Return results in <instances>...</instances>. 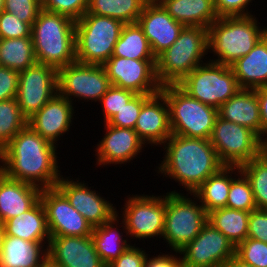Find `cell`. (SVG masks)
<instances>
[{"label":"cell","mask_w":267,"mask_h":267,"mask_svg":"<svg viewBox=\"0 0 267 267\" xmlns=\"http://www.w3.org/2000/svg\"><path fill=\"white\" fill-rule=\"evenodd\" d=\"M65 178L62 176L56 187L93 228L109 222L117 214L116 207L105 197H101L100 192L98 194L97 191L91 190L84 180L81 182L76 178L74 181L69 176Z\"/></svg>","instance_id":"e0dca14e"},{"label":"cell","mask_w":267,"mask_h":267,"mask_svg":"<svg viewBox=\"0 0 267 267\" xmlns=\"http://www.w3.org/2000/svg\"><path fill=\"white\" fill-rule=\"evenodd\" d=\"M253 0H214L218 17L250 16L248 11ZM248 8V9H247Z\"/></svg>","instance_id":"ee69618b"},{"label":"cell","mask_w":267,"mask_h":267,"mask_svg":"<svg viewBox=\"0 0 267 267\" xmlns=\"http://www.w3.org/2000/svg\"><path fill=\"white\" fill-rule=\"evenodd\" d=\"M37 63L60 69L76 62L75 21L41 10L31 27Z\"/></svg>","instance_id":"3957f363"},{"label":"cell","mask_w":267,"mask_h":267,"mask_svg":"<svg viewBox=\"0 0 267 267\" xmlns=\"http://www.w3.org/2000/svg\"><path fill=\"white\" fill-rule=\"evenodd\" d=\"M57 86L58 94L74 103L73 97L99 102L111 84L103 65L76 61L57 70Z\"/></svg>","instance_id":"7c38bea8"},{"label":"cell","mask_w":267,"mask_h":267,"mask_svg":"<svg viewBox=\"0 0 267 267\" xmlns=\"http://www.w3.org/2000/svg\"><path fill=\"white\" fill-rule=\"evenodd\" d=\"M19 72L0 66V101L16 98Z\"/></svg>","instance_id":"bcb514c9"},{"label":"cell","mask_w":267,"mask_h":267,"mask_svg":"<svg viewBox=\"0 0 267 267\" xmlns=\"http://www.w3.org/2000/svg\"><path fill=\"white\" fill-rule=\"evenodd\" d=\"M74 104L58 93L28 119V125L49 142L57 144L72 126ZM71 124V125H70Z\"/></svg>","instance_id":"44dd1931"},{"label":"cell","mask_w":267,"mask_h":267,"mask_svg":"<svg viewBox=\"0 0 267 267\" xmlns=\"http://www.w3.org/2000/svg\"><path fill=\"white\" fill-rule=\"evenodd\" d=\"M27 125L16 98L0 101V150Z\"/></svg>","instance_id":"d590c367"},{"label":"cell","mask_w":267,"mask_h":267,"mask_svg":"<svg viewBox=\"0 0 267 267\" xmlns=\"http://www.w3.org/2000/svg\"><path fill=\"white\" fill-rule=\"evenodd\" d=\"M50 236H91L93 227L69 203L66 196L57 188L41 190Z\"/></svg>","instance_id":"2e32d148"},{"label":"cell","mask_w":267,"mask_h":267,"mask_svg":"<svg viewBox=\"0 0 267 267\" xmlns=\"http://www.w3.org/2000/svg\"><path fill=\"white\" fill-rule=\"evenodd\" d=\"M253 15L220 17L208 28V51L217 56L209 61L231 66L246 56L267 33V26ZM259 24V25H258Z\"/></svg>","instance_id":"277c9868"},{"label":"cell","mask_w":267,"mask_h":267,"mask_svg":"<svg viewBox=\"0 0 267 267\" xmlns=\"http://www.w3.org/2000/svg\"><path fill=\"white\" fill-rule=\"evenodd\" d=\"M145 4V0H89L87 12L131 24L137 23Z\"/></svg>","instance_id":"836d02e7"},{"label":"cell","mask_w":267,"mask_h":267,"mask_svg":"<svg viewBox=\"0 0 267 267\" xmlns=\"http://www.w3.org/2000/svg\"><path fill=\"white\" fill-rule=\"evenodd\" d=\"M4 236H5L4 225H3V223L0 222V257H1V253H2Z\"/></svg>","instance_id":"816d5d0a"},{"label":"cell","mask_w":267,"mask_h":267,"mask_svg":"<svg viewBox=\"0 0 267 267\" xmlns=\"http://www.w3.org/2000/svg\"><path fill=\"white\" fill-rule=\"evenodd\" d=\"M118 214L119 211L109 222L94 227L91 235L97 253L106 267L131 245L128 239L123 238V233L119 232L117 223L121 219Z\"/></svg>","instance_id":"f546056e"},{"label":"cell","mask_w":267,"mask_h":267,"mask_svg":"<svg viewBox=\"0 0 267 267\" xmlns=\"http://www.w3.org/2000/svg\"><path fill=\"white\" fill-rule=\"evenodd\" d=\"M224 267H254L251 264L245 263L234 255Z\"/></svg>","instance_id":"f907efd6"},{"label":"cell","mask_w":267,"mask_h":267,"mask_svg":"<svg viewBox=\"0 0 267 267\" xmlns=\"http://www.w3.org/2000/svg\"><path fill=\"white\" fill-rule=\"evenodd\" d=\"M235 255L254 267H267V243L253 238H246L238 244Z\"/></svg>","instance_id":"f35d334b"},{"label":"cell","mask_w":267,"mask_h":267,"mask_svg":"<svg viewBox=\"0 0 267 267\" xmlns=\"http://www.w3.org/2000/svg\"><path fill=\"white\" fill-rule=\"evenodd\" d=\"M254 90L257 93L260 106L261 141L265 142L267 141V86L259 87Z\"/></svg>","instance_id":"681fc988"},{"label":"cell","mask_w":267,"mask_h":267,"mask_svg":"<svg viewBox=\"0 0 267 267\" xmlns=\"http://www.w3.org/2000/svg\"><path fill=\"white\" fill-rule=\"evenodd\" d=\"M4 11L14 14L31 27L42 10V0H5Z\"/></svg>","instance_id":"b9f144b4"},{"label":"cell","mask_w":267,"mask_h":267,"mask_svg":"<svg viewBox=\"0 0 267 267\" xmlns=\"http://www.w3.org/2000/svg\"><path fill=\"white\" fill-rule=\"evenodd\" d=\"M145 250L135 247V244L130 245L115 261L107 267H144V262L147 257Z\"/></svg>","instance_id":"7dc6e473"},{"label":"cell","mask_w":267,"mask_h":267,"mask_svg":"<svg viewBox=\"0 0 267 267\" xmlns=\"http://www.w3.org/2000/svg\"><path fill=\"white\" fill-rule=\"evenodd\" d=\"M146 2H155V1H158V0H145Z\"/></svg>","instance_id":"9f6ffc18"},{"label":"cell","mask_w":267,"mask_h":267,"mask_svg":"<svg viewBox=\"0 0 267 267\" xmlns=\"http://www.w3.org/2000/svg\"><path fill=\"white\" fill-rule=\"evenodd\" d=\"M5 235L18 237L30 242H44L49 244L46 213L39 200L30 210L10 218L3 223Z\"/></svg>","instance_id":"484cf974"},{"label":"cell","mask_w":267,"mask_h":267,"mask_svg":"<svg viewBox=\"0 0 267 267\" xmlns=\"http://www.w3.org/2000/svg\"><path fill=\"white\" fill-rule=\"evenodd\" d=\"M218 115L227 121L251 129L261 140L260 106L254 89H239L221 105Z\"/></svg>","instance_id":"cb8c5ba5"},{"label":"cell","mask_w":267,"mask_h":267,"mask_svg":"<svg viewBox=\"0 0 267 267\" xmlns=\"http://www.w3.org/2000/svg\"><path fill=\"white\" fill-rule=\"evenodd\" d=\"M89 0H42V9L78 21L88 10Z\"/></svg>","instance_id":"60d3db41"},{"label":"cell","mask_w":267,"mask_h":267,"mask_svg":"<svg viewBox=\"0 0 267 267\" xmlns=\"http://www.w3.org/2000/svg\"><path fill=\"white\" fill-rule=\"evenodd\" d=\"M137 23L156 58L178 39L184 28V25L175 21L158 1L146 2Z\"/></svg>","instance_id":"ffe728a7"},{"label":"cell","mask_w":267,"mask_h":267,"mask_svg":"<svg viewBox=\"0 0 267 267\" xmlns=\"http://www.w3.org/2000/svg\"><path fill=\"white\" fill-rule=\"evenodd\" d=\"M230 68L240 88L267 86V33L246 56L239 58Z\"/></svg>","instance_id":"d4e9b609"},{"label":"cell","mask_w":267,"mask_h":267,"mask_svg":"<svg viewBox=\"0 0 267 267\" xmlns=\"http://www.w3.org/2000/svg\"><path fill=\"white\" fill-rule=\"evenodd\" d=\"M235 249L227 237L207 223L178 254L182 256V267H224Z\"/></svg>","instance_id":"5bb4252c"},{"label":"cell","mask_w":267,"mask_h":267,"mask_svg":"<svg viewBox=\"0 0 267 267\" xmlns=\"http://www.w3.org/2000/svg\"><path fill=\"white\" fill-rule=\"evenodd\" d=\"M231 181L226 207L251 212L257 209L253 191L246 176L240 171ZM238 177V178H237Z\"/></svg>","instance_id":"8d00e7d4"},{"label":"cell","mask_w":267,"mask_h":267,"mask_svg":"<svg viewBox=\"0 0 267 267\" xmlns=\"http://www.w3.org/2000/svg\"><path fill=\"white\" fill-rule=\"evenodd\" d=\"M40 267H61L55 263H53L49 258H47Z\"/></svg>","instance_id":"f5cc1de1"},{"label":"cell","mask_w":267,"mask_h":267,"mask_svg":"<svg viewBox=\"0 0 267 267\" xmlns=\"http://www.w3.org/2000/svg\"><path fill=\"white\" fill-rule=\"evenodd\" d=\"M47 254L61 267H106L92 236H50Z\"/></svg>","instance_id":"d6986e66"},{"label":"cell","mask_w":267,"mask_h":267,"mask_svg":"<svg viewBox=\"0 0 267 267\" xmlns=\"http://www.w3.org/2000/svg\"><path fill=\"white\" fill-rule=\"evenodd\" d=\"M190 196L196 201L176 190L166 193L162 238L174 252L183 249L208 223V213L193 193Z\"/></svg>","instance_id":"ba28073f"},{"label":"cell","mask_w":267,"mask_h":267,"mask_svg":"<svg viewBox=\"0 0 267 267\" xmlns=\"http://www.w3.org/2000/svg\"><path fill=\"white\" fill-rule=\"evenodd\" d=\"M134 130L145 145L151 146L161 147L172 135L168 103L161 92L142 105Z\"/></svg>","instance_id":"7402d4cb"},{"label":"cell","mask_w":267,"mask_h":267,"mask_svg":"<svg viewBox=\"0 0 267 267\" xmlns=\"http://www.w3.org/2000/svg\"><path fill=\"white\" fill-rule=\"evenodd\" d=\"M58 93L57 69L36 63L19 72L16 100L29 119Z\"/></svg>","instance_id":"4fadbf2b"},{"label":"cell","mask_w":267,"mask_h":267,"mask_svg":"<svg viewBox=\"0 0 267 267\" xmlns=\"http://www.w3.org/2000/svg\"><path fill=\"white\" fill-rule=\"evenodd\" d=\"M239 168L250 183L257 209L267 210V158L261 153Z\"/></svg>","instance_id":"e575fe53"},{"label":"cell","mask_w":267,"mask_h":267,"mask_svg":"<svg viewBox=\"0 0 267 267\" xmlns=\"http://www.w3.org/2000/svg\"><path fill=\"white\" fill-rule=\"evenodd\" d=\"M250 212L219 208L208 213V223L219 230L236 247L247 238Z\"/></svg>","instance_id":"4dcf8cb0"},{"label":"cell","mask_w":267,"mask_h":267,"mask_svg":"<svg viewBox=\"0 0 267 267\" xmlns=\"http://www.w3.org/2000/svg\"><path fill=\"white\" fill-rule=\"evenodd\" d=\"M45 244L5 235L0 267H40L48 258V245Z\"/></svg>","instance_id":"83f0119b"},{"label":"cell","mask_w":267,"mask_h":267,"mask_svg":"<svg viewBox=\"0 0 267 267\" xmlns=\"http://www.w3.org/2000/svg\"><path fill=\"white\" fill-rule=\"evenodd\" d=\"M41 188L8 178L0 171V222L30 210L39 200Z\"/></svg>","instance_id":"603a6c76"},{"label":"cell","mask_w":267,"mask_h":267,"mask_svg":"<svg viewBox=\"0 0 267 267\" xmlns=\"http://www.w3.org/2000/svg\"><path fill=\"white\" fill-rule=\"evenodd\" d=\"M247 238L267 243V210L255 209L249 214Z\"/></svg>","instance_id":"f6af8a7d"},{"label":"cell","mask_w":267,"mask_h":267,"mask_svg":"<svg viewBox=\"0 0 267 267\" xmlns=\"http://www.w3.org/2000/svg\"><path fill=\"white\" fill-rule=\"evenodd\" d=\"M56 149L27 125L0 150V171L10 179L41 189L56 187L62 177Z\"/></svg>","instance_id":"6da1fadb"},{"label":"cell","mask_w":267,"mask_h":267,"mask_svg":"<svg viewBox=\"0 0 267 267\" xmlns=\"http://www.w3.org/2000/svg\"><path fill=\"white\" fill-rule=\"evenodd\" d=\"M210 142L226 166H241L262 153L263 142L254 131L219 115Z\"/></svg>","instance_id":"30bf717a"},{"label":"cell","mask_w":267,"mask_h":267,"mask_svg":"<svg viewBox=\"0 0 267 267\" xmlns=\"http://www.w3.org/2000/svg\"><path fill=\"white\" fill-rule=\"evenodd\" d=\"M166 12L184 26L206 27L219 17L214 0H158Z\"/></svg>","instance_id":"4316f807"},{"label":"cell","mask_w":267,"mask_h":267,"mask_svg":"<svg viewBox=\"0 0 267 267\" xmlns=\"http://www.w3.org/2000/svg\"><path fill=\"white\" fill-rule=\"evenodd\" d=\"M106 132L99 144L96 145V165H121L136 159L144 150L145 143L139 138L137 132L131 128H119L104 123ZM142 149V150H141Z\"/></svg>","instance_id":"ac0fdd59"},{"label":"cell","mask_w":267,"mask_h":267,"mask_svg":"<svg viewBox=\"0 0 267 267\" xmlns=\"http://www.w3.org/2000/svg\"><path fill=\"white\" fill-rule=\"evenodd\" d=\"M163 147L166 153L157 173L178 182L188 194L225 166L208 139L172 134Z\"/></svg>","instance_id":"7a4b0ae2"},{"label":"cell","mask_w":267,"mask_h":267,"mask_svg":"<svg viewBox=\"0 0 267 267\" xmlns=\"http://www.w3.org/2000/svg\"><path fill=\"white\" fill-rule=\"evenodd\" d=\"M154 94H136L107 123L119 128L134 129L142 105Z\"/></svg>","instance_id":"74e56055"},{"label":"cell","mask_w":267,"mask_h":267,"mask_svg":"<svg viewBox=\"0 0 267 267\" xmlns=\"http://www.w3.org/2000/svg\"><path fill=\"white\" fill-rule=\"evenodd\" d=\"M4 1L5 0H0V12L3 10L4 8Z\"/></svg>","instance_id":"11a10c76"},{"label":"cell","mask_w":267,"mask_h":267,"mask_svg":"<svg viewBox=\"0 0 267 267\" xmlns=\"http://www.w3.org/2000/svg\"><path fill=\"white\" fill-rule=\"evenodd\" d=\"M103 67L110 84L136 94H157L156 60H136L111 56Z\"/></svg>","instance_id":"9a60e30c"},{"label":"cell","mask_w":267,"mask_h":267,"mask_svg":"<svg viewBox=\"0 0 267 267\" xmlns=\"http://www.w3.org/2000/svg\"><path fill=\"white\" fill-rule=\"evenodd\" d=\"M31 37V26L4 10L0 12V39Z\"/></svg>","instance_id":"7bdbcfd3"},{"label":"cell","mask_w":267,"mask_h":267,"mask_svg":"<svg viewBox=\"0 0 267 267\" xmlns=\"http://www.w3.org/2000/svg\"><path fill=\"white\" fill-rule=\"evenodd\" d=\"M135 95L133 91L111 85L99 101L104 112V123H107Z\"/></svg>","instance_id":"ab89813d"},{"label":"cell","mask_w":267,"mask_h":267,"mask_svg":"<svg viewBox=\"0 0 267 267\" xmlns=\"http://www.w3.org/2000/svg\"><path fill=\"white\" fill-rule=\"evenodd\" d=\"M124 25L117 19L86 12L75 21L76 61L103 65L112 56Z\"/></svg>","instance_id":"8992f818"},{"label":"cell","mask_w":267,"mask_h":267,"mask_svg":"<svg viewBox=\"0 0 267 267\" xmlns=\"http://www.w3.org/2000/svg\"><path fill=\"white\" fill-rule=\"evenodd\" d=\"M208 52V28L184 26L178 39L156 58L159 84H179L192 70L204 63Z\"/></svg>","instance_id":"5b68a950"},{"label":"cell","mask_w":267,"mask_h":267,"mask_svg":"<svg viewBox=\"0 0 267 267\" xmlns=\"http://www.w3.org/2000/svg\"><path fill=\"white\" fill-rule=\"evenodd\" d=\"M112 56L136 60H156L150 44L138 23L125 24L114 46Z\"/></svg>","instance_id":"1f68e13d"},{"label":"cell","mask_w":267,"mask_h":267,"mask_svg":"<svg viewBox=\"0 0 267 267\" xmlns=\"http://www.w3.org/2000/svg\"><path fill=\"white\" fill-rule=\"evenodd\" d=\"M175 253L174 255L161 253V255L152 256L153 258L147 255L144 267H182L181 257L177 254L179 252L175 251Z\"/></svg>","instance_id":"c3c4849f"},{"label":"cell","mask_w":267,"mask_h":267,"mask_svg":"<svg viewBox=\"0 0 267 267\" xmlns=\"http://www.w3.org/2000/svg\"><path fill=\"white\" fill-rule=\"evenodd\" d=\"M240 172L239 166H223L218 172L209 176L193 194L207 213L226 207L232 174Z\"/></svg>","instance_id":"f1b7e54d"},{"label":"cell","mask_w":267,"mask_h":267,"mask_svg":"<svg viewBox=\"0 0 267 267\" xmlns=\"http://www.w3.org/2000/svg\"><path fill=\"white\" fill-rule=\"evenodd\" d=\"M262 154L267 158V141L262 144Z\"/></svg>","instance_id":"db71d44e"},{"label":"cell","mask_w":267,"mask_h":267,"mask_svg":"<svg viewBox=\"0 0 267 267\" xmlns=\"http://www.w3.org/2000/svg\"><path fill=\"white\" fill-rule=\"evenodd\" d=\"M177 85L190 97L216 109L241 89L230 66L212 61L197 66Z\"/></svg>","instance_id":"9c48e42d"},{"label":"cell","mask_w":267,"mask_h":267,"mask_svg":"<svg viewBox=\"0 0 267 267\" xmlns=\"http://www.w3.org/2000/svg\"><path fill=\"white\" fill-rule=\"evenodd\" d=\"M36 63L31 37L0 39V66L20 72Z\"/></svg>","instance_id":"d6a6232c"},{"label":"cell","mask_w":267,"mask_h":267,"mask_svg":"<svg viewBox=\"0 0 267 267\" xmlns=\"http://www.w3.org/2000/svg\"><path fill=\"white\" fill-rule=\"evenodd\" d=\"M127 199L121 209L123 214L120 223L123 224L121 227L126 233L125 237L128 235L131 239L147 240L159 236L160 239L164 231L166 195L132 194Z\"/></svg>","instance_id":"8fae6325"},{"label":"cell","mask_w":267,"mask_h":267,"mask_svg":"<svg viewBox=\"0 0 267 267\" xmlns=\"http://www.w3.org/2000/svg\"><path fill=\"white\" fill-rule=\"evenodd\" d=\"M160 92L168 103L172 134L210 140L218 109L190 97L178 85L161 86Z\"/></svg>","instance_id":"52a82bcc"}]
</instances>
